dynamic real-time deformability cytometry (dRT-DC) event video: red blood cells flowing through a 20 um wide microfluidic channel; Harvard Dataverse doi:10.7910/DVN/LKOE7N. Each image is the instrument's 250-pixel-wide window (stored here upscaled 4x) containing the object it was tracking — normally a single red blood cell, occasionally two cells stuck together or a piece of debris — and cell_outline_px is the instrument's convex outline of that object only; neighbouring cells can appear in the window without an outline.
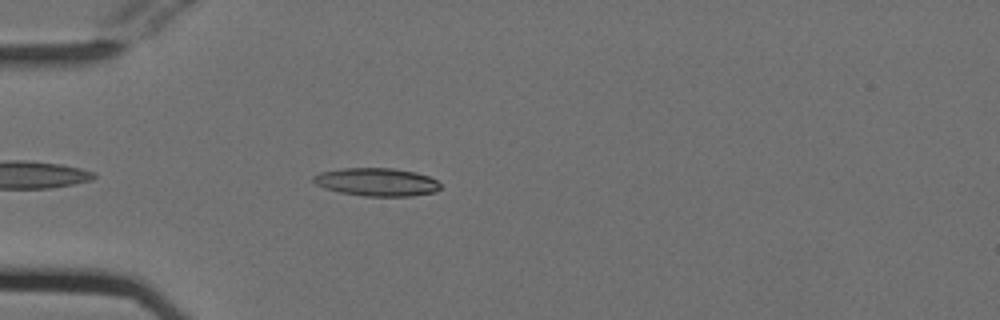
{"species": "Egyptian fruit bat (a non-hibernating species)", "species_latin": "Rousettus aegyptiacus", "temperature_condition": "cold", "stored_images_in_passage": 43, "camera_frame_rate_fps": 3000, "um_per_image_px": 0.085, "animal": {"sex": "female"}, "frame": {"image": 1, "passage_image": 5, "time_ms": 1.333, "image_size_px": [1000, 320], "cell_outline_px": [[440, 188], [436, 192], [412, 196], [364, 196], [340, 192], [324, 188], [316, 184], [312, 180], [312, 176], [320, 172], [344, 168], [392, 168], [416, 172], [428, 176], [436, 180], [440, 184]], "centroid_in_image_um": [32.02, 15.47], "position_along_channel_um": 53.0, "area_um2": 20.81}}
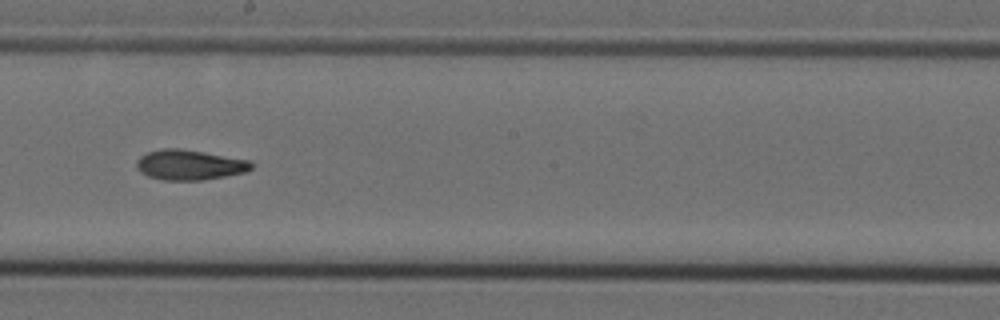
{"frame": {"image": 2, "passage_image": 20, "time_ms": 6.333, "image_size_px": [1000, 320], "cell_outline_px": [[252, 168], [244, 172], [224, 176], [200, 180], [164, 180], [148, 176], [140, 172], [136, 168], [136, 160], [140, 156], [148, 152], [160, 148], [180, 148], [252, 160]], "centroid_in_image_um": [16.08, 14.0], "position_along_channel_um": 232.1, "area_um2": 20.23}}
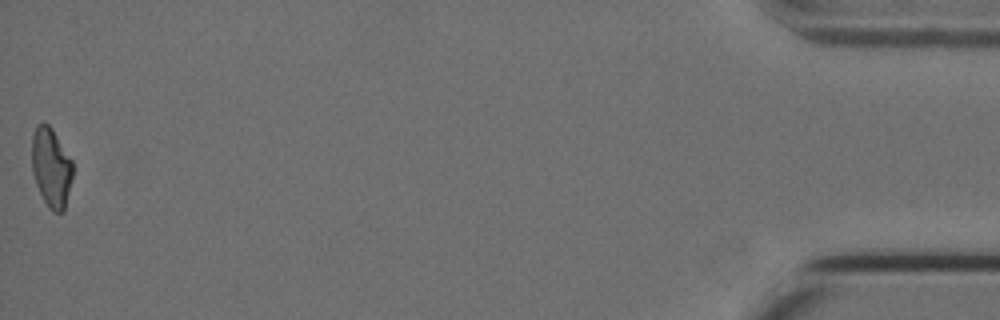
{"frame": {"image": 3, "passage_image": 43, "time_ms": 14.0, "image_size_px": [1000, 320], "cell_outline_px": [[72, 180], [64, 212], [52, 212], [48, 208], [36, 184], [32, 172], [32, 136], [36, 124], [48, 124], [52, 128], [72, 160]], "centroid_in_image_um": [4.35, 14.25], "position_along_channel_um": 430.8, "area_um2": 18.96}, "authors_computed_cell_mechanics": {"area_um2": 19.5942, "velocity_mm_per_s": 3.7972, "shape_relaxation_time_tau1_ms": 7.6495, "shape_relaxation_time_tau2_ms": 4.2429, "deformation_change_tau1": 0.2149, "deformation_change_tau2": 0.1076}}